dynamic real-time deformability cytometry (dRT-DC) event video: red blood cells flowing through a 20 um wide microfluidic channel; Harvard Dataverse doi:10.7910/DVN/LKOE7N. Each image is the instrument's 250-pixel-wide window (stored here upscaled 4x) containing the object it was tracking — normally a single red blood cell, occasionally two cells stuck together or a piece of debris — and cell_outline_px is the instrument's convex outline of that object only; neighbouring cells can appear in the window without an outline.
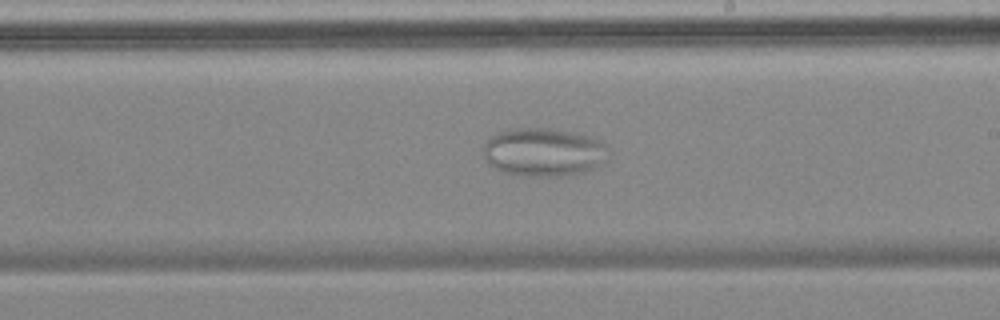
{"species": "common noctule bat (a hibernating species)", "species_latin": "Nyctalus noctula", "temperature_condition": "cold", "stored_images_in_passage": 36, "camera_frame_rate_fps": 3000, "um_per_image_px": 0.085, "animal": {"sex": "female", "body_mass_g": 18.4}, "frame": {"image": 1, "passage_image": 16, "time_ms": 5.0, "image_size_px": [1000, 320], "cell_outline_px": [[612, 152], [600, 164], [584, 172], [544, 176], [524, 176], [504, 172], [496, 168], [484, 156], [484, 148], [488, 140], [492, 136], [500, 132], [516, 128], [548, 128], [572, 132], [588, 136], [600, 140]], "centroid_in_image_um": [46.25, 12.92], "position_along_channel_um": 242.7, "area_um2": 34.68}}